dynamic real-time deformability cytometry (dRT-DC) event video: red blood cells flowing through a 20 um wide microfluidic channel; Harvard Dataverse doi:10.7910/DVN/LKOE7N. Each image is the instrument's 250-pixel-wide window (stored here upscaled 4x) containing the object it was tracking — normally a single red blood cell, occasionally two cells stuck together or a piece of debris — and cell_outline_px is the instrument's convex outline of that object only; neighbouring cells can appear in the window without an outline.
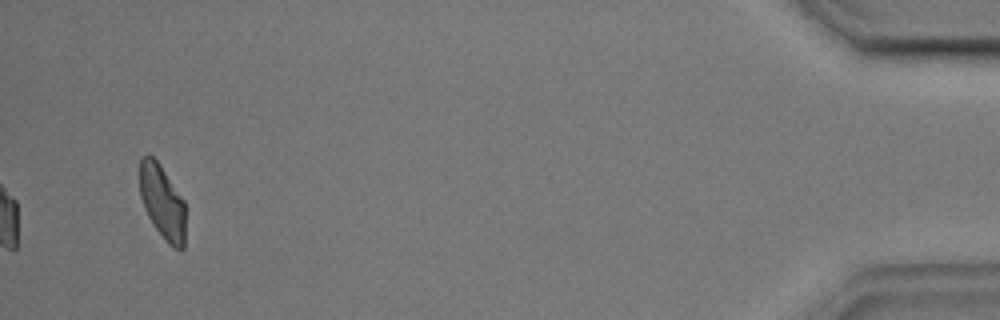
{"species": "common noctule bat (a hibernating species)", "species_latin": "Nyctalus noctula", "temperature_condition": "cold", "stored_images_in_passage": 43, "camera_frame_rate_fps": 3000, "um_per_image_px": 0.085, "animal": {"sex": "male", "body_mass_g": 17.9, "forearm_length_mm": 54.2}, "frame": {"image": 1, "passage_image": 43, "time_ms": 14.0, "image_size_px": [1000, 320], "cell_outline_px": [[184, 248], [180, 252], [168, 244], [156, 228], [148, 216], [144, 208], [140, 196], [140, 160], [144, 156], [152, 156], [160, 164], [184, 200]], "centroid_in_image_um": [13.8, 17.19], "position_along_channel_um": 421.4, "area_um2": 19.59}, "authors_computed_cell_mechanics": {"area_um2": 21.7328, "velocity_mm_per_s": 3.5576, "shape_relaxation_time_tau1_ms": 4.062, "shape_relaxation_time_tau2_ms": 3.3843, "deformation_change_tau1": 0.1203, "deformation_change_tau2": 0.0897}}